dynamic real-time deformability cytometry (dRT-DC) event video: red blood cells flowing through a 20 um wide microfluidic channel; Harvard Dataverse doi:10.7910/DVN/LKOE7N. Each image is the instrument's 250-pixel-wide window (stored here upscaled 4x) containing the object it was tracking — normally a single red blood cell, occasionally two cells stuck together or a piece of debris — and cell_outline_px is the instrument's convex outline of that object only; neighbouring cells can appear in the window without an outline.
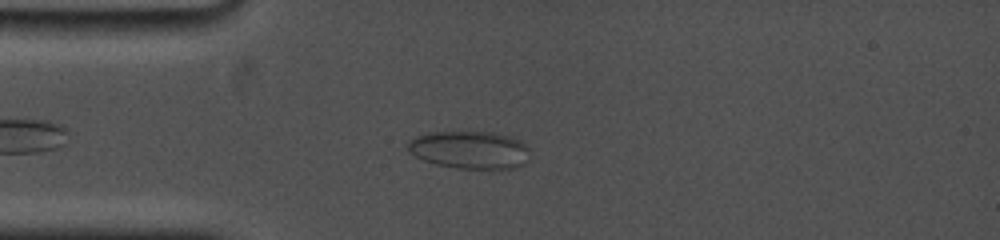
{"species": "common noctule bat (a hibernating species)", "species_latin": "Nyctalus noctula", "temperature_condition": "cold", "stored_images_in_passage": 95, "camera_frame_rate_fps": 5000, "um_per_image_px": 0.085, "animal": {"sex": "female", "body_mass_g": 19.0, "forearm_length_mm": 53.3}, "frame": {"image": 1, "passage_image": 26, "time_ms": 3.2, "image_size_px": [1000, 240], "cell_outline_px": [[528, 160], [524, 164], [512, 168], [456, 168], [436, 164], [424, 160], [408, 152], [404, 148], [408, 140], [416, 136], [428, 132], [492, 132], [508, 136], [520, 140], [528, 148]], "centroid_in_image_um": [39.87, 12.73], "position_along_channel_um": 45.1, "area_um2": 26.88}}
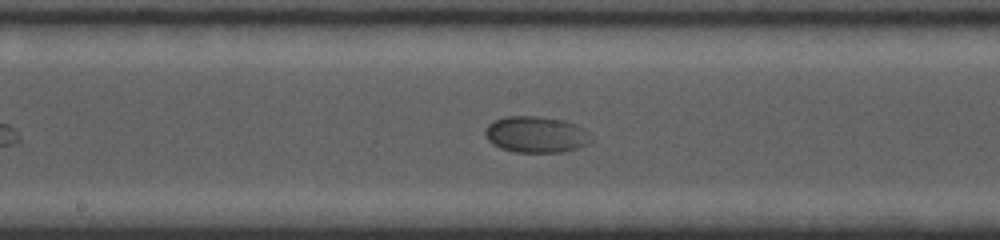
{"frame": {"image": 2, "passage_image": 50, "time_ms": 8.0, "image_size_px": [1000, 240], "cell_outline_px": [[592, 140], [576, 148], [564, 152], [516, 152], [500, 148], [492, 144], [488, 140], [484, 132], [484, 128], [488, 124], [504, 116], [540, 116], [564, 120], [576, 124], [584, 128], [588, 132]], "centroid_in_image_um": [45.54, 11.42], "position_along_channel_um": 202.7, "area_um2": 22.48}}
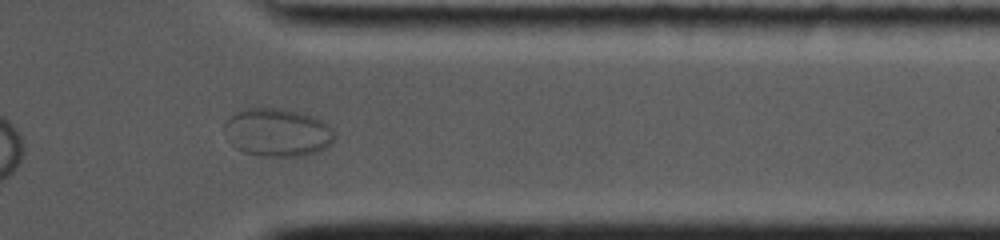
{"frame": {"image": 3, "passage_image": 80, "time_ms": 13.2, "image_size_px": [1000, 240], "cell_outline_px": [[336, 140], [320, 152], [304, 156], [260, 156], [244, 152], [236, 148], [232, 144], [224, 128], [224, 124], [236, 112], [244, 108], [280, 108], [304, 112], [328, 124], [332, 128], [336, 136]], "centroid_in_image_um": [23.65, 11.26], "position_along_channel_um": 387.8, "area_um2": 31.15}, "authors_computed_cell_mechanics": {"area_um2": 28.322, "velocity_mm_per_s": 3.5626, "shape_relaxation_time_tau1_ms": 6.4519, "shape_relaxation_time_tau2_ms": null, "deformation_change_tau1": 0.0793, "deformation_change_tau2": null}}